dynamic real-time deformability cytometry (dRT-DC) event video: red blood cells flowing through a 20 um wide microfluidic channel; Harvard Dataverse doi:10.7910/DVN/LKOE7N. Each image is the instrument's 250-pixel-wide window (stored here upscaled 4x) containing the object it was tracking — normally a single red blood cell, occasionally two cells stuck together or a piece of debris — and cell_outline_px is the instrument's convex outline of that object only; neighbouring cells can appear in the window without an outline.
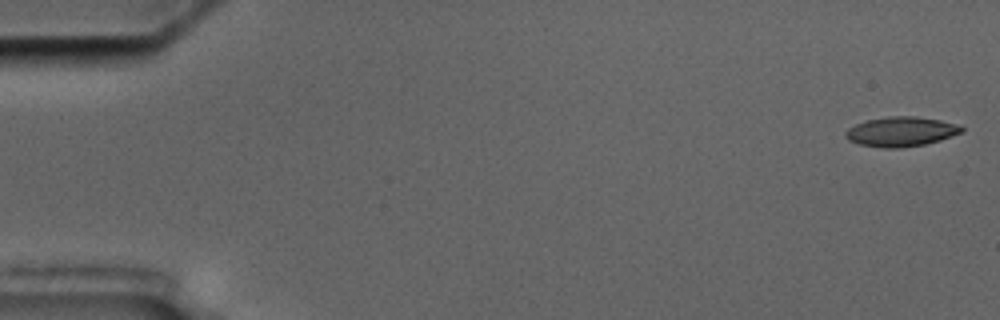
{"species": "common noctule bat (a hibernating species)", "species_latin": "Nyctalus noctula", "temperature_condition": "cold", "stored_images_in_passage": 7, "camera_frame_rate_fps": 3000, "um_per_image_px": 0.085, "animal": {"sex": "male", "body_mass_g": 17.5, "forearm_length_mm": 52.3}, "frame": {"image": 1, "passage_image": 1, "time_ms": 0.0, "image_size_px": [1000, 320], "cell_outline_px": [[964, 132], [940, 140], [924, 144], [900, 148], [884, 148], [860, 144], [848, 140], [844, 136], [844, 132], [848, 128], [856, 124], [868, 120], [888, 116], [916, 116], [940, 120], [960, 124], [964, 128]], "centroid_in_image_um": [76.61, 11.18], "position_along_channel_um": 8.4, "area_um2": 20.17}}
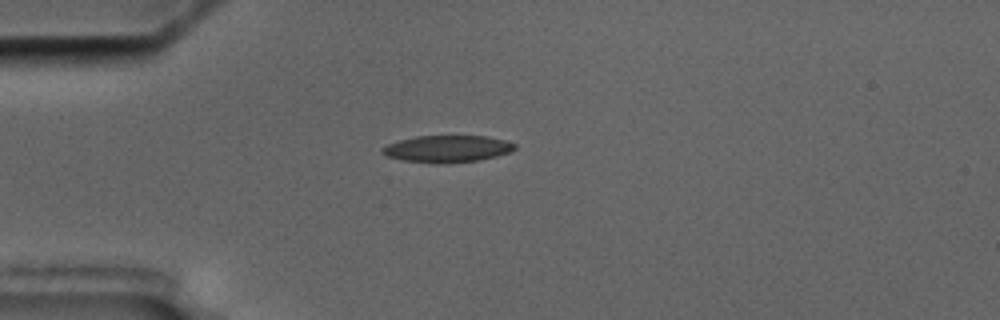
{"frame": {"image": 2, "passage_image": 5, "time_ms": 4.667, "image_size_px": [1000, 320], "cell_outline_px": [[516, 148], [508, 152], [496, 156], [480, 160], [444, 164], [436, 164], [404, 160], [384, 156], [380, 152], [380, 148], [388, 144], [400, 140], [416, 136], [484, 136], [504, 140], [516, 144]], "centroid_in_image_um": [37.97, 12.66], "position_along_channel_um": 47.0, "area_um2": 20.87}}
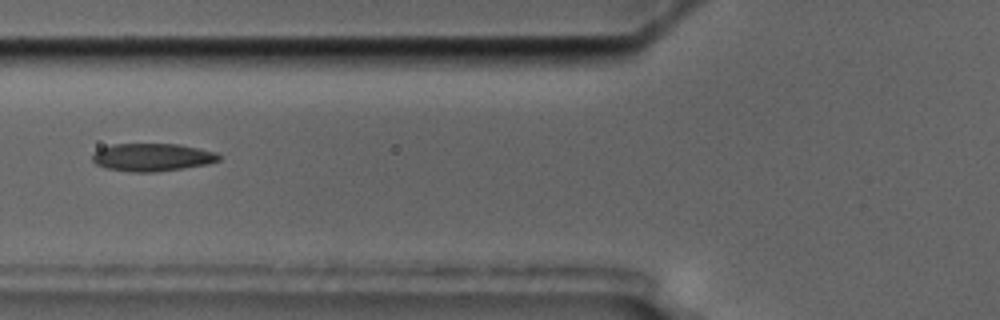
{"frame": {"image": 3, "passage_image": 7, "time_ms": 7.0, "image_size_px": [1000, 320], "cell_outline_px": [[220, 160], [208, 164], [156, 172], [132, 172], [108, 168], [96, 164], [92, 160], [92, 152], [100, 148], [112, 144], [180, 144], [216, 152], [220, 156]], "centroid_in_image_um": [12.93, 13.36], "position_along_channel_um": 112.9, "area_um2": 20.52}}